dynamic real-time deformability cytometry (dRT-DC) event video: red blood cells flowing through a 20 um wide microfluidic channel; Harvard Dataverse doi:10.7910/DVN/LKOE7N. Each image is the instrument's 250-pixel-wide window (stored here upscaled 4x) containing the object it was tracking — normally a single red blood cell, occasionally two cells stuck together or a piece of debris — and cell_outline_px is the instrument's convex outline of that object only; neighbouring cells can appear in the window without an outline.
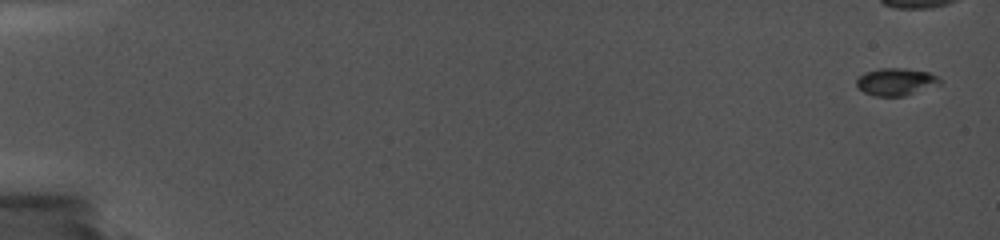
{"species": "common noctule bat (a hibernating species)", "species_latin": "Nyctalus noctula", "temperature_condition": "cold", "stored_images_in_passage": 27, "camera_frame_rate_fps": 5000, "um_per_image_px": 0.085, "animal": {"sex": "female", "body_mass_g": 19.0, "forearm_length_mm": 56.7}, "frame": {"image": 1, "passage_image": 1, "time_ms": 0.0, "image_size_px": [1000, 240], "cell_outline_px": [[944, 80], [940, 84], [904, 96], [876, 96], [864, 92], [856, 84], [856, 80], [864, 72], [880, 68], [904, 68], [928, 72]], "centroid_in_image_um": [76.17, 6.94], "position_along_channel_um": 8.8, "area_um2": 13.24}}